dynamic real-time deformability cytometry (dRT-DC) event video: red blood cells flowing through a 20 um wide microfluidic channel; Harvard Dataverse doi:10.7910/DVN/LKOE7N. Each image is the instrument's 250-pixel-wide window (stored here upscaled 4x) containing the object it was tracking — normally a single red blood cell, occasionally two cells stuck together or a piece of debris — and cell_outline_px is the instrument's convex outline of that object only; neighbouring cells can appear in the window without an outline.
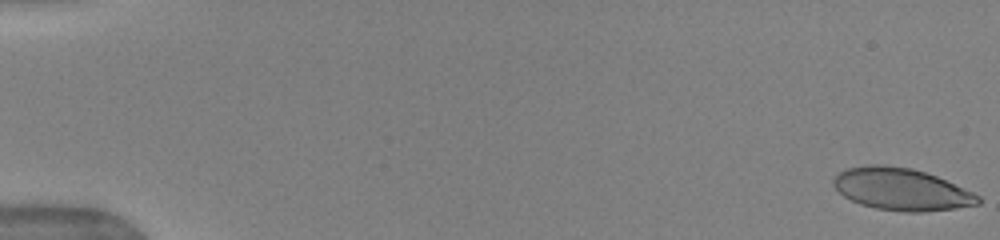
{"species": "human", "species_latin": "Homo sapiens", "temperature_condition": "warm", "stored_images_in_passage": 25, "camera_frame_rate_fps": 3000, "um_per_image_px": 0.085, "donor": {"sex": "female"}, "frame": {"image": 1, "passage_image": 1, "time_ms": 0.0, "image_size_px": [1000, 240], "cell_outline_px": [[980, 204], [956, 208], [924, 212], [904, 212], [876, 208], [860, 204], [844, 196], [832, 184], [832, 180], [840, 172], [848, 168], [868, 164], [884, 164], [912, 168], [936, 176], [972, 192], [980, 196]], "centroid_in_image_um": [76.61, 16.08], "position_along_channel_um": 8.4, "area_um2": 35.37}}
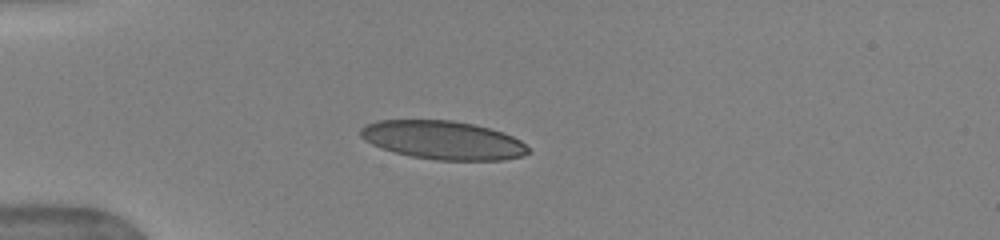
{"frame": {"image": 2, "passage_image": 15, "time_ms": 4.667, "image_size_px": [1000, 240], "cell_outline_px": [[532, 152], [524, 156], [504, 160], [436, 160], [412, 156], [396, 152], [372, 144], [364, 140], [360, 136], [360, 128], [364, 124], [376, 120], [452, 120], [472, 124], [504, 132], [520, 140]], "centroid_in_image_um": [37.66, 11.91], "position_along_channel_um": 47.3, "area_um2": 37.69}}